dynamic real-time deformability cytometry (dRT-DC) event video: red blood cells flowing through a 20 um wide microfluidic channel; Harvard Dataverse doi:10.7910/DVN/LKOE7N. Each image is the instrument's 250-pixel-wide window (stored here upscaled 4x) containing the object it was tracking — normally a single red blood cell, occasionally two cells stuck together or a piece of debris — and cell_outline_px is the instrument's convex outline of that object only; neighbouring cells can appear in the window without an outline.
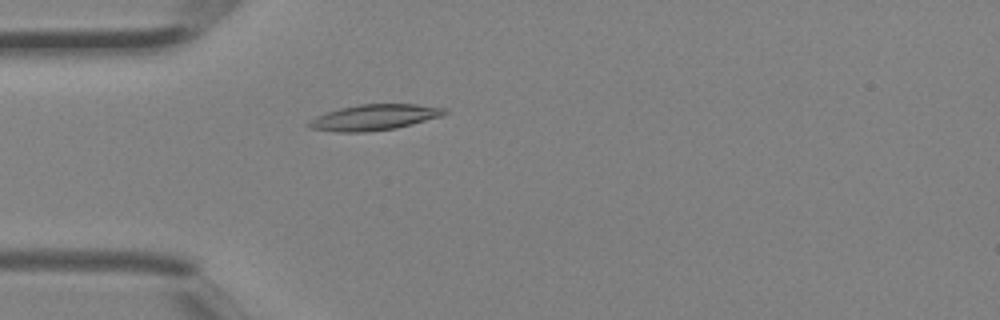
{"species": "Egyptian fruit bat (a non-hibernating species)", "species_latin": "Rousettus aegyptiacus", "temperature_condition": "room temperature", "stored_images_in_passage": 3, "camera_frame_rate_fps": 3000, "um_per_image_px": 0.085, "animal": {"sex": "female"}, "frame": {"image": 1, "passage_image": 3, "time_ms": 0.667, "image_size_px": [1000, 320], "cell_outline_px": [[448, 112], [440, 116], [412, 124], [396, 128], [364, 132], [340, 132], [308, 128], [304, 124], [308, 120], [316, 116], [340, 108], [360, 104], [416, 104], [448, 108]], "centroid_in_image_um": [31.78, 9.97], "position_along_channel_um": 53.2, "area_um2": 20.4}}